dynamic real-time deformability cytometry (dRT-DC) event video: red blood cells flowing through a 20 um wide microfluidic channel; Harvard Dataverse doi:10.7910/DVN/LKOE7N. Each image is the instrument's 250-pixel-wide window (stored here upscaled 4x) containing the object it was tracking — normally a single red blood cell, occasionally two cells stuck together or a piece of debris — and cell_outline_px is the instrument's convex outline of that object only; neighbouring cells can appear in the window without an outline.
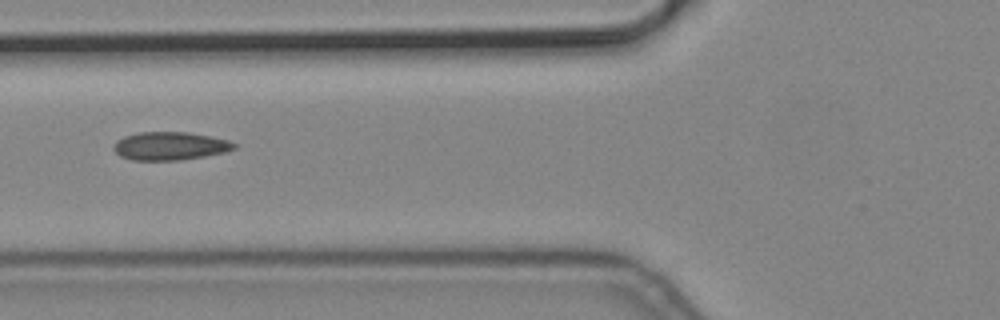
{"species": "common noctule bat (a hibernating species)", "species_latin": "Nyctalus noctula", "temperature_condition": "cold", "stored_images_in_passage": 5, "camera_frame_rate_fps": 3000, "um_per_image_px": 0.085, "animal": {"sex": "male", "body_mass_g": 19.2, "forearm_length_mm": 51.8}, "frame": {"image": 1, "passage_image": 3, "time_ms": 0.667, "image_size_px": [1000, 320], "cell_outline_px": [[240, 144], [236, 148], [224, 152], [204, 156], [180, 160], [132, 160], [120, 156], [112, 148], [116, 140], [124, 136], [140, 132], [188, 132], [212, 136], [228, 140]], "centroid_in_image_um": [14.47, 12.4], "position_along_channel_um": 111.3, "area_um2": 19.94}}
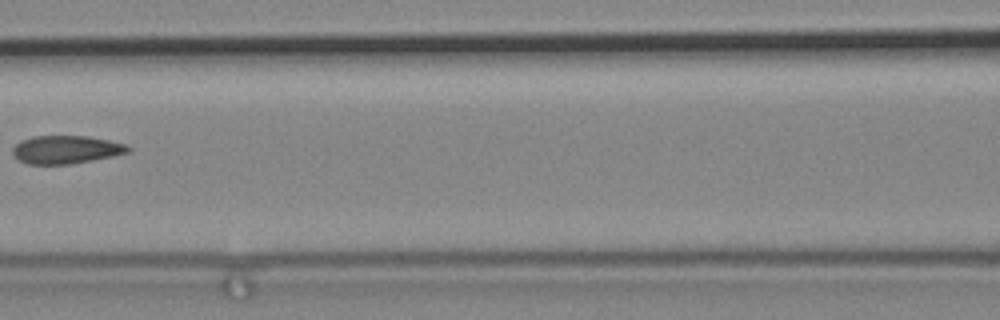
{"frame": {"image": 2, "passage_image": 4, "time_ms": 1.0, "image_size_px": [1000, 320], "cell_outline_px": [[132, 148], [128, 152], [112, 156], [72, 164], [28, 164], [20, 160], [12, 152], [12, 148], [20, 140], [32, 136], [88, 136], [128, 144]], "centroid_in_image_um": [5.62, 12.71], "position_along_channel_um": 161.0, "area_um2": 18.9}}
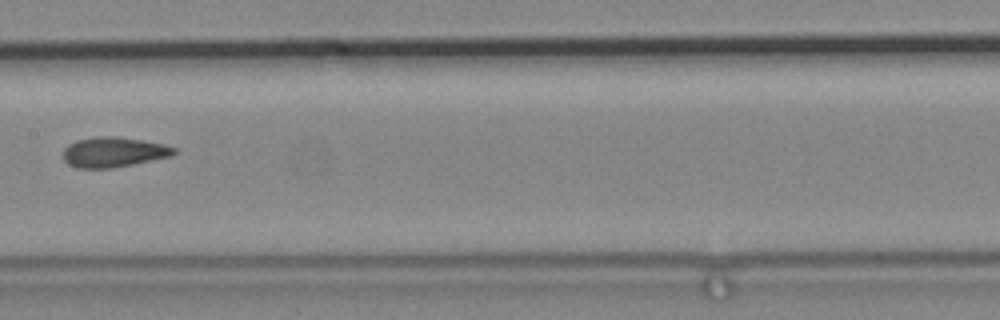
{"frame": {"image": 3, "passage_image": 5, "time_ms": 1.333, "image_size_px": [1000, 320], "cell_outline_px": [[176, 152], [172, 156], [112, 168], [76, 168], [68, 164], [64, 160], [64, 148], [68, 144], [76, 140], [100, 136], [112, 136], [144, 140], [164, 144], [176, 148]], "centroid_in_image_um": [9.65, 12.93], "position_along_channel_um": 197.7, "area_um2": 19.42}}